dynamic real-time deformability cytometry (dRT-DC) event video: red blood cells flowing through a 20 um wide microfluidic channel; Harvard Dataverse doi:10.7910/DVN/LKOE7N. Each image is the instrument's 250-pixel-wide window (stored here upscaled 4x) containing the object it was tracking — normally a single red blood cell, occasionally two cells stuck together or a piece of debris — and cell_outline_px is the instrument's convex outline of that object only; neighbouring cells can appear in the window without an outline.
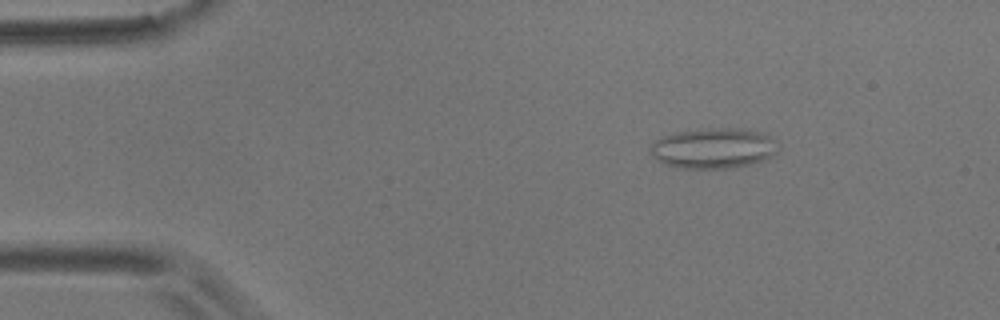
{"species": "common noctule bat (a hibernating species)", "species_latin": "Nyctalus noctula", "temperature_condition": "room temperature", "stored_images_in_passage": 56, "camera_frame_rate_fps": 3000, "um_per_image_px": 0.085, "animal": {"sex": "male", "body_mass_g": 17.9}, "frame": {"image": 1, "passage_image": 8, "time_ms": 2.333, "image_size_px": [1000, 320], "cell_outline_px": [[776, 152], [772, 156], [764, 160], [752, 164], [724, 168], [680, 168], [664, 164], [656, 160], [652, 156], [648, 148], [660, 136], [676, 132], [708, 128], [744, 128], [764, 132], [772, 140]], "centroid_in_image_um": [60.58, 12.59], "position_along_channel_um": 24.4, "area_um2": 30.11}}
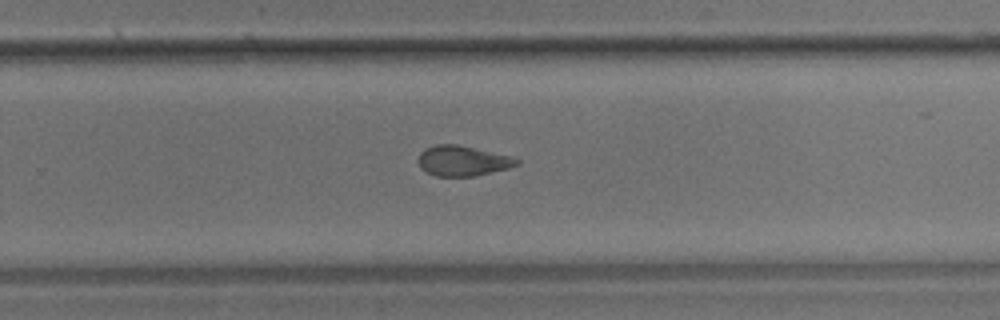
{"frame": {"image": 2, "passage_image": 36, "time_ms": 11.667, "image_size_px": [1000, 320], "cell_outline_px": [[520, 164], [508, 168], [476, 176], [436, 176], [420, 168], [420, 152], [424, 148], [436, 144], [456, 144], [512, 156], [520, 160]], "centroid_in_image_um": [39.35, 13.66], "position_along_channel_um": 290.4, "area_um2": 17.28}}
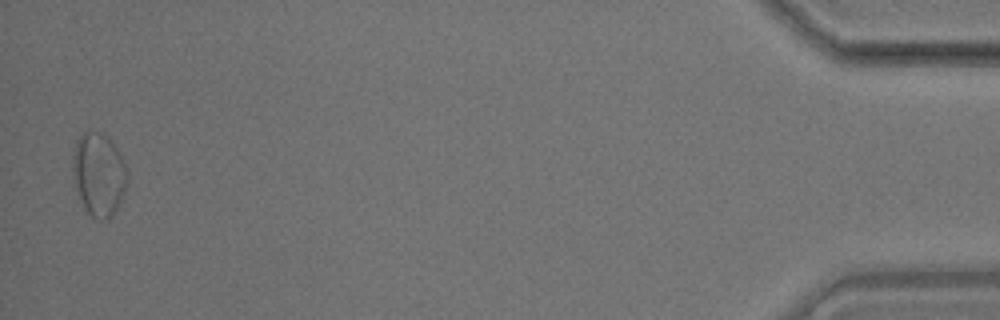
{"frame": {"image": 3, "passage_image": 55, "time_ms": 18.0, "image_size_px": [1000, 320], "cell_outline_px": [[128, 180], [124, 192], [112, 216], [104, 220], [100, 220], [92, 216], [84, 208], [76, 184], [72, 168], [72, 156], [76, 140], [84, 128], [100, 132], [108, 136], [112, 140], [120, 152], [128, 168]], "centroid_in_image_um": [8.41, 14.73], "position_along_channel_um": 426.8, "area_um2": 26.82}, "authors_computed_cell_mechanics": {"area_um2": 19.3052, "velocity_mm_per_s": 3.5439, "shape_relaxation_time_tau1_ms": null, "shape_relaxation_time_tau2_ms": 2.2397, "deformation_change_tau1": null, "deformation_change_tau2": 0.0947}}